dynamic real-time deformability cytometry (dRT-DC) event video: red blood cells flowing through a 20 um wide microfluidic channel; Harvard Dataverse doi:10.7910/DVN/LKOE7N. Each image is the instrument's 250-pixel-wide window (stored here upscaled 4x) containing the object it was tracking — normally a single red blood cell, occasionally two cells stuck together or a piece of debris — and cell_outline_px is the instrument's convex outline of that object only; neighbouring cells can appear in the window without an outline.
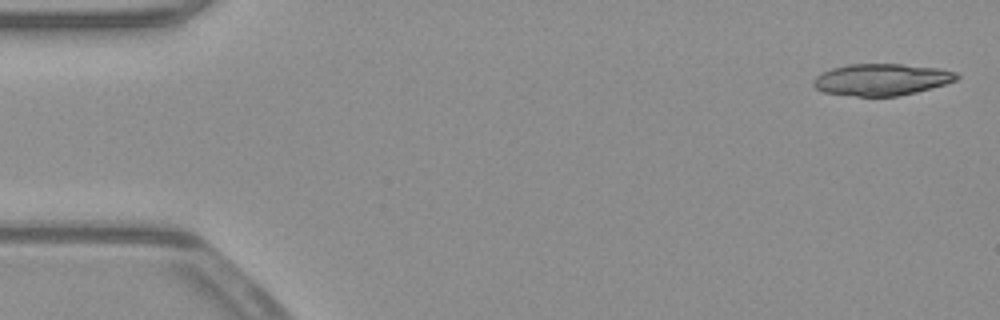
{"species": "common noctule bat (a hibernating species)", "species_latin": "Nyctalus noctula", "temperature_condition": "warm", "stored_images_in_passage": 52, "segment_of_instrument_passage": [1, 2], "camera_frame_rate_fps": 3000, "um_per_image_px": 0.085, "animal": {"sex": "male", "body_mass_g": 23.1, "forearm_length_mm": 52.7}, "frame": {"image": 1, "passage_image": 2, "time_ms": 0.333, "image_size_px": [1000, 320], "cell_outline_px": [[960, 76], [956, 80], [944, 84], [916, 92], [896, 96], [856, 96], [824, 92], [816, 88], [812, 84], [812, 80], [816, 76], [832, 68], [848, 64], [904, 64], [940, 68], [956, 72]], "centroid_in_image_um": [74.93, 6.75], "position_along_channel_um": 10.1, "area_um2": 26.41}}
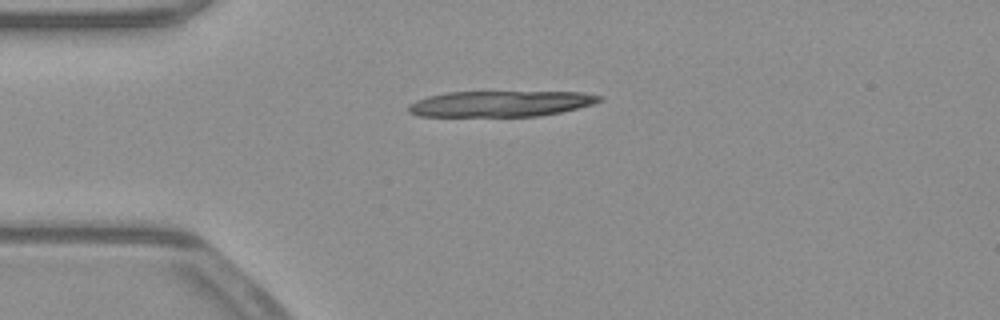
{"frame": {"image": 2, "passage_image": 13, "time_ms": 4.0, "image_size_px": [1000, 320], "cell_outline_px": [[604, 100], [592, 104], [560, 112], [540, 116], [420, 116], [408, 112], [408, 104], [416, 100], [428, 96], [448, 92], [584, 92], [604, 96]], "centroid_in_image_um": [42.56, 8.81], "position_along_channel_um": 42.4, "area_um2": 28.78}}